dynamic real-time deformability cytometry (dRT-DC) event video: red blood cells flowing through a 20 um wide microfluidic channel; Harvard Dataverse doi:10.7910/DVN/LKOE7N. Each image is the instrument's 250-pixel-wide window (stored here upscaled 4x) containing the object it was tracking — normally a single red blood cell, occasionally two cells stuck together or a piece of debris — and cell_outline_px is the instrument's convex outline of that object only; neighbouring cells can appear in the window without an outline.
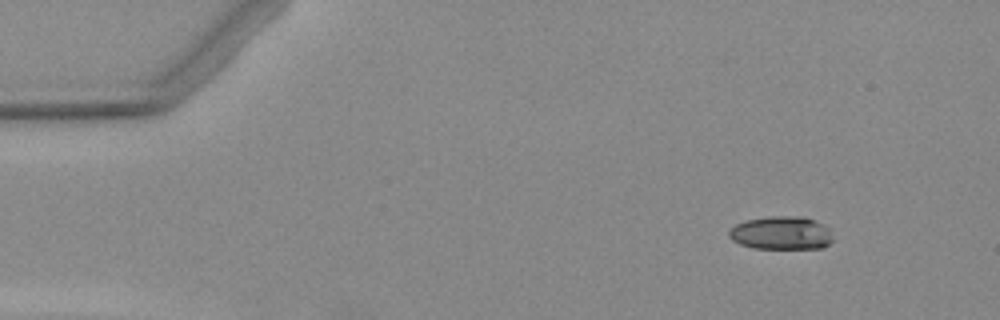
{"species": "Egyptian fruit bat (a non-hibernating species)", "species_latin": "Rousettus aegyptiacus", "temperature_condition": "warm", "stored_images_in_passage": 3, "camera_frame_rate_fps": 3000, "um_per_image_px": 0.085, "animal": {"sex": "female"}, "frame": {"image": 1, "passage_image": 1, "time_ms": 0.0, "image_size_px": [1000, 320], "cell_outline_px": [[832, 240], [828, 244], [820, 248], [752, 248], [740, 244], [732, 240], [728, 236], [728, 228], [736, 224], [748, 220], [768, 216], [804, 216], [824, 224], [832, 228]], "centroid_in_image_um": [66.42, 19.79], "position_along_channel_um": 18.6, "area_um2": 20.4}}
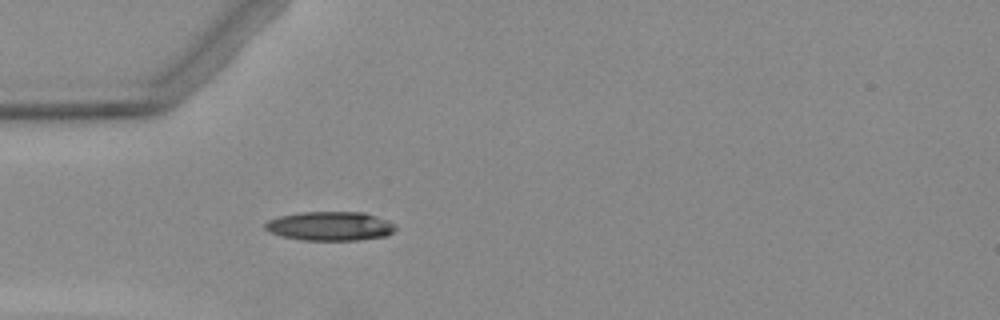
{"frame": {"image": 2, "passage_image": 3, "time_ms": 3.333, "image_size_px": [1000, 320], "cell_outline_px": [[396, 228], [392, 232], [384, 236], [360, 240], [304, 240], [284, 236], [268, 232], [264, 228], [264, 224], [268, 220], [280, 216], [300, 212], [364, 212], [388, 220], [396, 224]], "centroid_in_image_um": [28.06, 19.21], "position_along_channel_um": 56.9, "area_um2": 22.08}}